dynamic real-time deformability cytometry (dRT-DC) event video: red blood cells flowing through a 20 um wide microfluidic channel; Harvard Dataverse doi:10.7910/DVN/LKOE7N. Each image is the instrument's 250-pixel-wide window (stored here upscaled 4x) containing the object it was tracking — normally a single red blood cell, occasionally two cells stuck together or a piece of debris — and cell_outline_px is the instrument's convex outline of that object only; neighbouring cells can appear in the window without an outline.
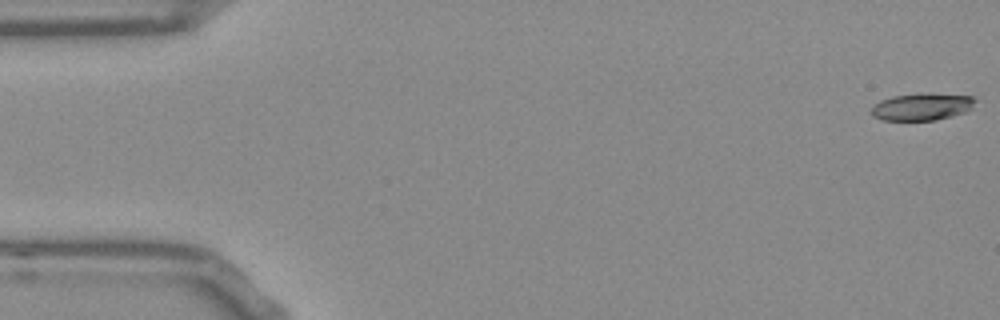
{"species": "Egyptian fruit bat (a non-hibernating species)", "species_latin": "Rousettus aegyptiacus", "temperature_condition": "room temperature", "stored_images_in_passage": 14, "camera_frame_rate_fps": 3000, "um_per_image_px": 0.085, "frame": {"image": 1, "passage_image": 1, "time_ms": 0.0, "image_size_px": [1000, 320], "cell_outline_px": [[976, 100], [972, 108], [964, 112], [936, 120], [880, 120], [872, 116], [872, 108], [880, 100], [892, 96], [972, 96]], "centroid_in_image_um": [78.31, 9.13], "position_along_channel_um": 6.7, "area_um2": 15.37}}
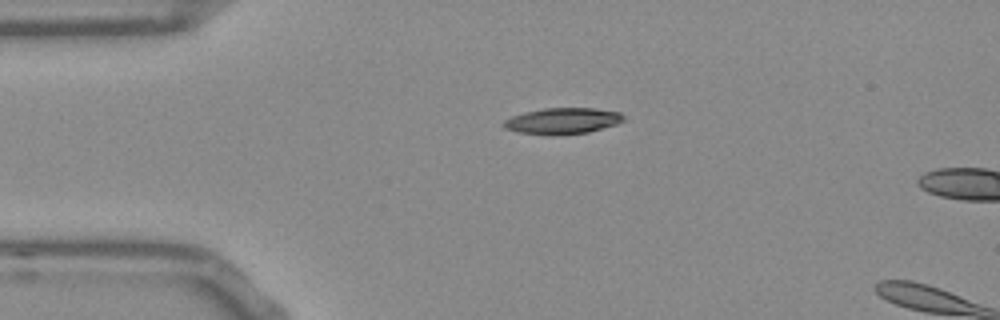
{"frame": {"image": 2, "passage_image": 12, "time_ms": 3.667, "image_size_px": [1000, 320], "cell_outline_px": [[624, 120], [616, 124], [588, 132], [556, 136], [548, 136], [520, 132], [504, 128], [500, 124], [504, 120], [512, 116], [524, 112], [544, 108], [596, 108], [620, 112], [624, 116]], "centroid_in_image_um": [47.79, 10.28], "position_along_channel_um": 37.2, "area_um2": 18.5}}